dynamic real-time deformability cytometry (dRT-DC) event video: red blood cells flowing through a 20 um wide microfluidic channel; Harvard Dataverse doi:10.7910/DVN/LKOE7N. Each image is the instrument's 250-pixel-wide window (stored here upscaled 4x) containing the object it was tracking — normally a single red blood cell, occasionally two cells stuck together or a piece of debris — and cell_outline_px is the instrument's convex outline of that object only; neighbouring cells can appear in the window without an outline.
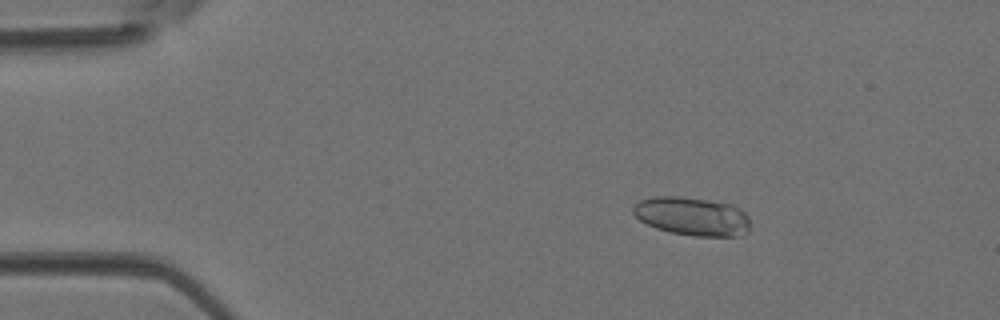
{"species": "Egyptian fruit bat (a non-hibernating species)", "species_latin": "Rousettus aegyptiacus", "temperature_condition": "room temperature", "stored_images_in_passage": 46, "camera_frame_rate_fps": 3000, "um_per_image_px": 0.085, "animal": {"sex": "female"}, "frame": {"image": 1, "passage_image": 8, "time_ms": 2.333, "image_size_px": [1000, 320], "cell_outline_px": [[748, 232], [744, 236], [692, 236], [672, 232], [656, 228], [640, 220], [632, 212], [632, 208], [640, 200], [652, 196], [680, 196], [732, 204], [740, 208], [748, 216]], "centroid_in_image_um": [58.84, 18.38], "position_along_channel_um": 26.2, "area_um2": 26.3}}
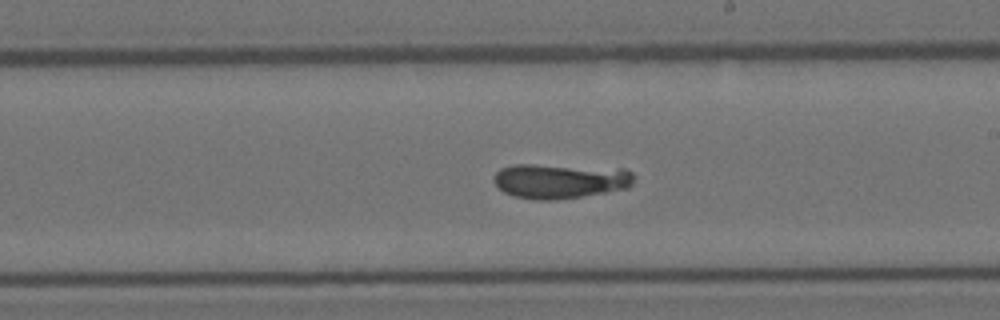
{"frame": {"image": 2, "passage_image": 27, "time_ms": 8.667, "image_size_px": [1000, 320], "cell_outline_px": [[636, 176], [632, 184], [628, 188], [608, 192], [556, 200], [532, 200], [512, 196], [504, 192], [492, 180], [492, 176], [500, 168], [512, 164], [532, 164], [628, 168]], "centroid_in_image_um": [47.63, 15.37], "position_along_channel_um": 241.4, "area_um2": 29.19}}
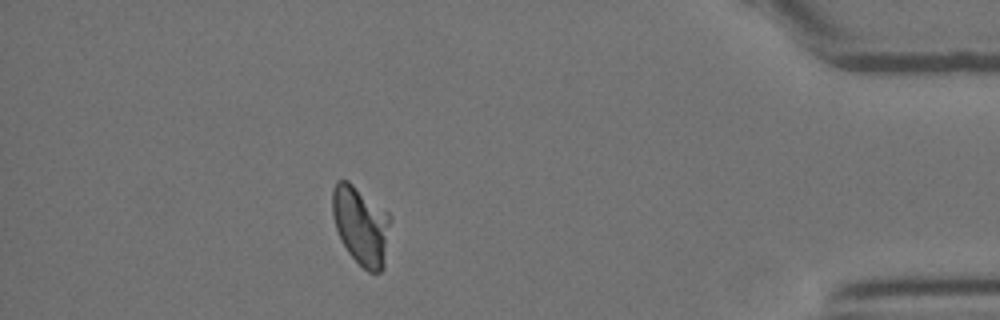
{"frame": {"image": 3, "passage_image": 41, "time_ms": 13.333, "image_size_px": [1000, 320], "cell_outline_px": [[392, 216], [384, 268], [380, 272], [368, 272], [348, 252], [336, 228], [332, 216], [332, 188], [336, 180], [348, 180], [388, 212]], "centroid_in_image_um": [30.7, 19.14], "position_along_channel_um": 404.5, "area_um2": 26.7}}